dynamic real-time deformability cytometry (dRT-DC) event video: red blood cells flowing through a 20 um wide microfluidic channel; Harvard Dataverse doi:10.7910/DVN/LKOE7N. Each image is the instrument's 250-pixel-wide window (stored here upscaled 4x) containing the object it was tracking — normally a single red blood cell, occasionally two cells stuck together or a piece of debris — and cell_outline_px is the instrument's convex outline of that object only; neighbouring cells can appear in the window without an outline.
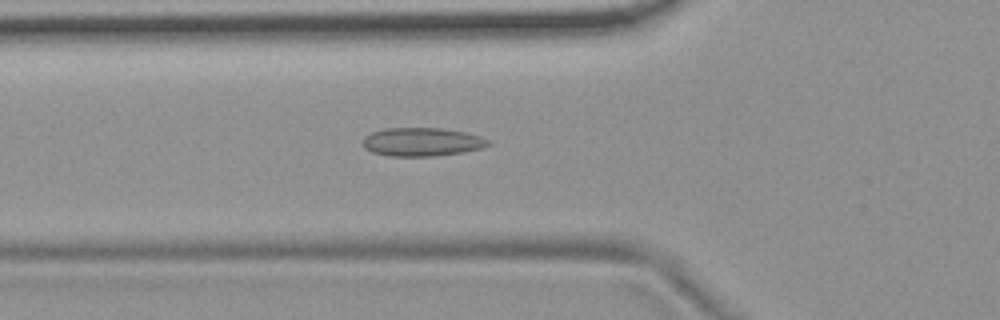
{"species": "common noctule bat (a hibernating species)", "species_latin": "Nyctalus noctula", "temperature_condition": "room temperature", "stored_images_in_passage": 41, "camera_frame_rate_fps": 3000, "um_per_image_px": 0.085, "animal": {"sex": "female", "body_mass_g": 19.9}, "frame": {"image": 1, "passage_image": 6, "time_ms": 1.667, "image_size_px": [1000, 320], "cell_outline_px": [[492, 144], [480, 148], [460, 152], [432, 156], [388, 156], [372, 152], [364, 148], [364, 136], [372, 132], [384, 128], [440, 128], [468, 132], [480, 136], [488, 140]], "centroid_in_image_um": [35.85, 12.05], "position_along_channel_um": 89.9, "area_um2": 20.75}}
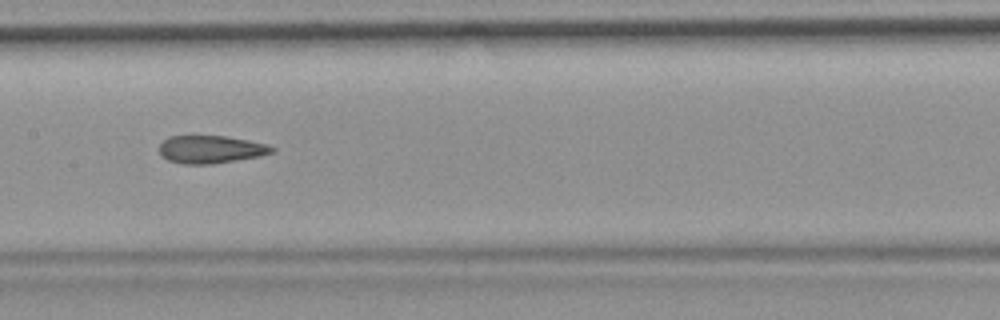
{"frame": {"image": 2, "passage_image": 14, "time_ms": 4.333, "image_size_px": [1000, 320], "cell_outline_px": [[276, 152], [260, 156], [212, 164], [184, 164], [168, 160], [160, 156], [160, 144], [168, 136], [224, 136], [248, 140], [268, 144], [276, 148]], "centroid_in_image_um": [17.94, 12.7], "position_along_channel_um": 189.5, "area_um2": 18.32}}
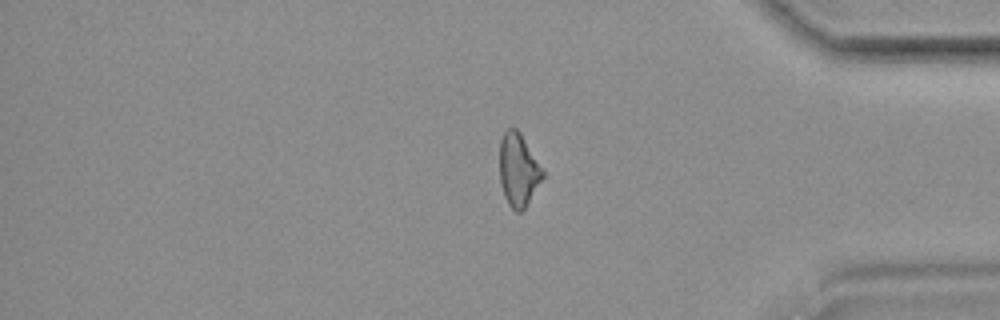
{"frame": {"image": 3, "passage_image": 32, "time_ms": 10.333, "image_size_px": [1000, 320], "cell_outline_px": [[544, 176], [524, 208], [520, 212], [516, 212], [508, 204], [504, 196], [500, 184], [500, 140], [504, 132], [508, 128], [516, 128], [520, 132], [544, 172]], "centroid_in_image_um": [44.04, 14.44], "position_along_channel_um": 391.2, "area_um2": 18.03}, "authors_computed_cell_mechanics": {"area_um2": 18.785, "velocity_mm_per_s": 3.7189, "shape_relaxation_time_tau1_ms": null, "shape_relaxation_time_tau2_ms": 3.8226, "deformation_change_tau1": null, "deformation_change_tau2": 0.1286}}